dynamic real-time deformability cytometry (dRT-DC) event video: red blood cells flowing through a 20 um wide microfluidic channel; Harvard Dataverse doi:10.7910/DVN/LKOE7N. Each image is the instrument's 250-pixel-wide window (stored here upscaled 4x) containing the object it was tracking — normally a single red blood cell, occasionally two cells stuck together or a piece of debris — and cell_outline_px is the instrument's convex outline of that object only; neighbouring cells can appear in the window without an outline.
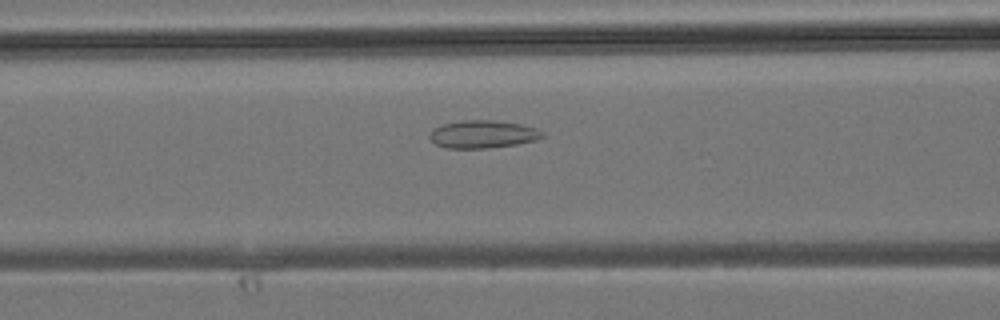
{"species": "common noctule bat (a hibernating species)", "species_latin": "Nyctalus noctula", "temperature_condition": "room temperature", "stored_images_in_passage": 25, "camera_frame_rate_fps": 3000, "um_per_image_px": 0.085, "animal": {"sex": "male", "body_mass_g": 19.2, "forearm_length_mm": 51.8}, "frame": {"image": 1, "passage_image": 4, "time_ms": 1.0, "image_size_px": [1000, 320], "cell_outline_px": [[544, 136], [536, 140], [516, 144], [488, 148], [448, 148], [436, 144], [428, 136], [432, 128], [444, 124], [460, 120], [492, 120], [520, 124], [536, 128], [544, 132]], "centroid_in_image_um": [41.03, 11.4], "position_along_channel_um": 125.6, "area_um2": 18.21}}
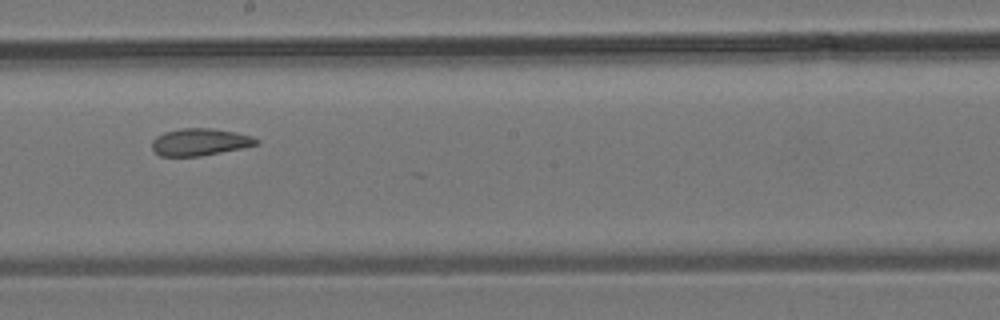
{"frame": {"image": 2, "passage_image": 10, "time_ms": 3.0, "image_size_px": [1000, 320], "cell_outline_px": [[260, 144], [200, 156], [160, 156], [152, 148], [152, 140], [156, 136], [164, 132], [180, 128], [212, 128], [236, 132], [252, 136], [260, 140]], "centroid_in_image_um": [16.99, 12.06], "position_along_channel_um": 231.2, "area_um2": 16.53}}
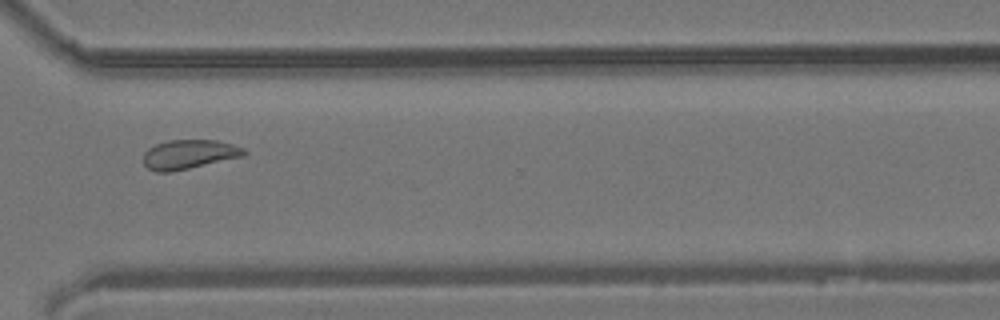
{"frame": {"image": 3, "passage_image": 17, "time_ms": 5.333, "image_size_px": [1000, 320], "cell_outline_px": [[248, 152], [244, 156], [172, 172], [156, 172], [148, 168], [144, 164], [144, 152], [148, 148], [156, 144], [168, 140], [216, 140], [232, 144], [244, 148]], "centroid_in_image_um": [16.07, 13.12], "position_along_channel_um": 354.5, "area_um2": 17.22}}